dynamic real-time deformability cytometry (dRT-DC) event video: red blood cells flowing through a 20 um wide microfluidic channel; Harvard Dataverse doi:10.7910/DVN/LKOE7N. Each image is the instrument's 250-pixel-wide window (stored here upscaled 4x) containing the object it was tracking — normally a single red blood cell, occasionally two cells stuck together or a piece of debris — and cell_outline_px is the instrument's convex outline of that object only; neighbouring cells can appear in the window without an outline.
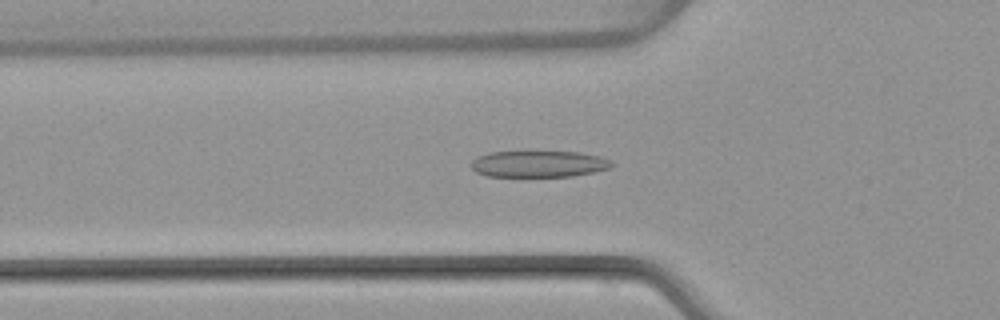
{"species": "common noctule bat (a hibernating species)", "species_latin": "Nyctalus noctula", "temperature_condition": "warm", "stored_images_in_passage": 39, "camera_frame_rate_fps": 3000, "um_per_image_px": 0.085, "animal": {"sex": "female", "body_mass_g": 22.7, "forearm_length_mm": 54.2}, "frame": {"image": 1, "passage_image": 5, "time_ms": 1.333, "image_size_px": [1000, 320], "cell_outline_px": [[612, 164], [608, 168], [596, 172], [572, 176], [488, 176], [476, 172], [472, 168], [472, 160], [476, 156], [488, 152], [580, 152], [600, 156], [612, 160]], "centroid_in_image_um": [45.79, 13.93], "position_along_channel_um": 80.0, "area_um2": 21.62}}
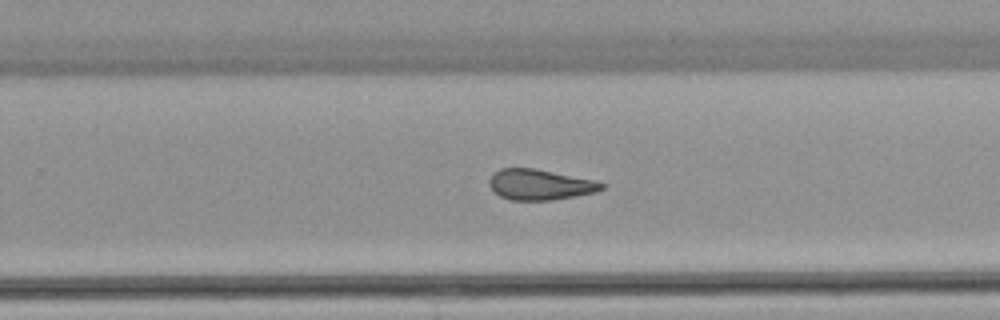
{"frame": {"image": 2, "passage_image": 20, "time_ms": 6.333, "image_size_px": [1000, 320], "cell_outline_px": [[604, 188], [596, 192], [576, 196], [552, 200], [508, 200], [500, 196], [488, 184], [488, 180], [500, 168], [532, 168], [596, 180], [604, 184]], "centroid_in_image_um": [45.9, 15.7], "position_along_channel_um": 283.9, "area_um2": 19.94}}
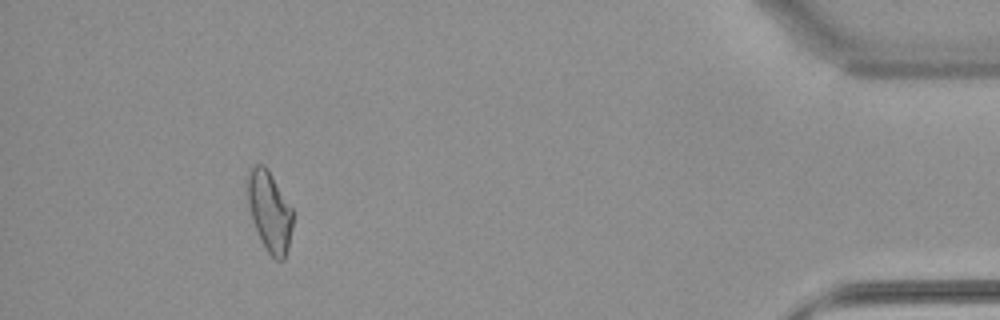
{"frame": {"image": 3, "passage_image": 34, "time_ms": 11.0, "image_size_px": [1000, 320], "cell_outline_px": [[292, 228], [288, 248], [284, 260], [276, 260], [268, 252], [252, 220], [244, 188], [244, 180], [248, 168], [252, 164], [264, 164], [268, 168], [292, 208]], "centroid_in_image_um": [22.85, 17.85], "position_along_channel_um": 412.3, "area_um2": 21.68}, "authors_computed_cell_mechanics": {"area_um2": 20.9814, "velocity_mm_per_s": 4.0692, "shape_relaxation_time_tau1_ms": 10.7831, "shape_relaxation_time_tau2_ms": 2.3067, "deformation_change_tau1": 0.2684, "deformation_change_tau2": 0.1193}}